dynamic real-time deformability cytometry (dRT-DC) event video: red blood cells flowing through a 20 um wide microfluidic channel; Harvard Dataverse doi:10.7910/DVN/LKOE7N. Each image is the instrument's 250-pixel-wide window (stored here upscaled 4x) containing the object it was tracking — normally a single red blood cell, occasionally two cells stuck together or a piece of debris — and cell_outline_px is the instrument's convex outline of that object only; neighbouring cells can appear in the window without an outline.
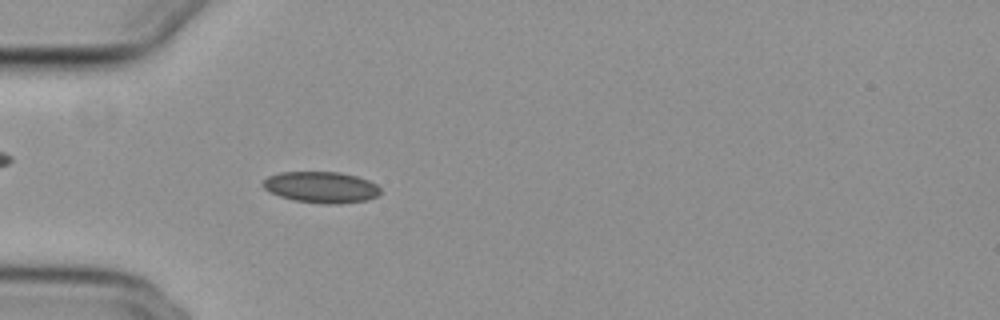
{"species": "common noctule bat (a hibernating species)", "species_latin": "Nyctalus noctula", "temperature_condition": "cold", "stored_images_in_passage": 49, "camera_frame_rate_fps": 3000, "um_per_image_px": 0.085, "animal": {"sex": "female", "body_mass_g": 29.2, "forearm_length_mm": 56.3}, "frame": {"image": 1, "passage_image": 11, "time_ms": 3.333, "image_size_px": [1000, 320], "cell_outline_px": [[380, 192], [376, 196], [368, 200], [340, 204], [324, 204], [292, 200], [268, 192], [260, 184], [268, 176], [280, 172], [340, 172], [356, 176], [368, 180], [376, 184], [380, 188]], "centroid_in_image_um": [27.28, 15.92], "position_along_channel_um": 57.7, "area_um2": 21.56}}
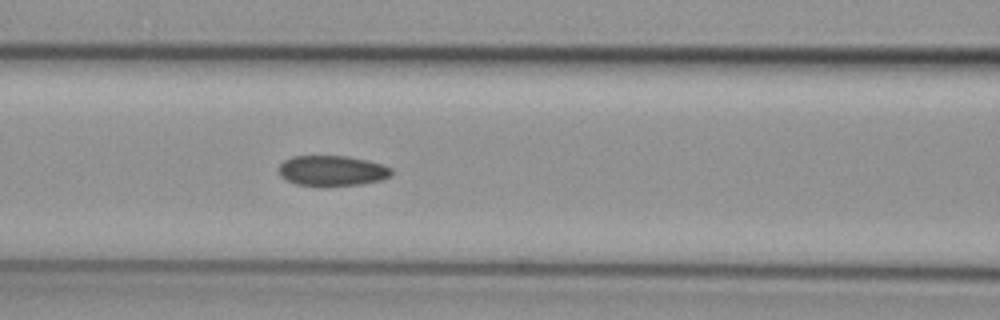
{"frame": {"image": 2, "passage_image": 18, "time_ms": 5.667, "image_size_px": [1000, 320], "cell_outline_px": [[392, 176], [380, 180], [360, 184], [328, 188], [320, 188], [296, 184], [280, 176], [276, 168], [284, 160], [292, 156], [348, 156], [368, 160], [384, 164], [392, 168]], "centroid_in_image_um": [28.21, 14.54], "position_along_channel_um": 138.4, "area_um2": 20.75}}
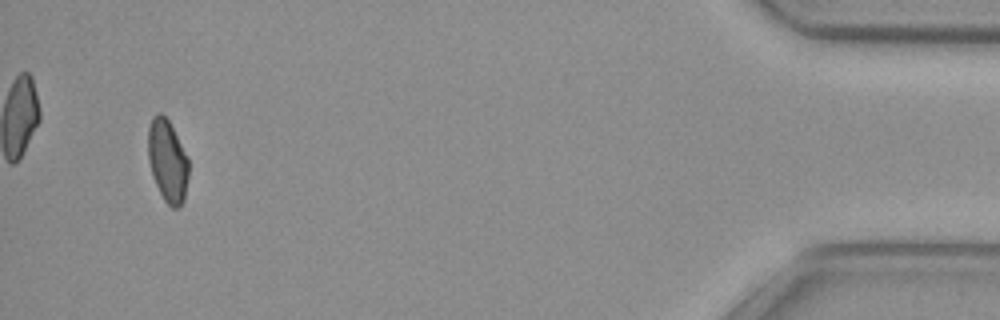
{"frame": {"image": 3, "passage_image": 47, "time_ms": 15.333, "image_size_px": [1000, 320], "cell_outline_px": [[188, 176], [184, 200], [180, 208], [172, 208], [164, 200], [152, 176], [148, 160], [148, 128], [152, 116], [156, 112], [160, 112], [168, 120], [188, 156]], "centroid_in_image_um": [14.23, 13.67], "position_along_channel_um": 421.0, "area_um2": 19.59}, "authors_computed_cell_mechanics": {"area_um2": 20.4034, "velocity_mm_per_s": 3.7247, "shape_relaxation_time_tau1_ms": null, "shape_relaxation_time_tau2_ms": 5.9896, "deformation_change_tau1": null, "deformation_change_tau2": 0.1059}}